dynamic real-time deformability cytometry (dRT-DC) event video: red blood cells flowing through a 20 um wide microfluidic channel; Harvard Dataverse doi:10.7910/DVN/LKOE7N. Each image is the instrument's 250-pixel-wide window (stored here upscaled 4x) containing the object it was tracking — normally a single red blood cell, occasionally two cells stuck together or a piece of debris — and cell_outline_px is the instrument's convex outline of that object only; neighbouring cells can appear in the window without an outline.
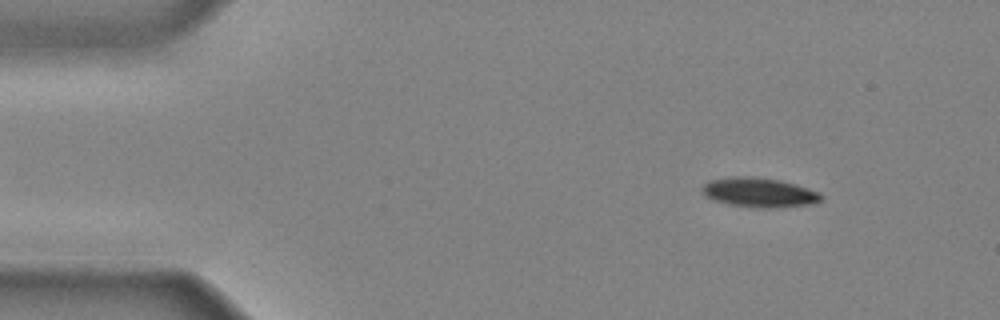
{"species": "common noctule bat (a hibernating species)", "species_latin": "Nyctalus noctula", "temperature_condition": "cold", "stored_images_in_passage": 43, "camera_frame_rate_fps": 3000, "um_per_image_px": 0.085, "animal": {"sex": "male", "body_mass_g": 20.4}, "frame": {"image": 1, "passage_image": 5, "time_ms": 1.333, "image_size_px": [1000, 320], "cell_outline_px": [[824, 196], [816, 204], [772, 208], [760, 208], [728, 204], [712, 200], [704, 196], [700, 188], [708, 180], [728, 176], [752, 176], [780, 180], [796, 184], [820, 192]], "centroid_in_image_um": [64.51, 16.35], "position_along_channel_um": 20.5, "area_um2": 20.92}}
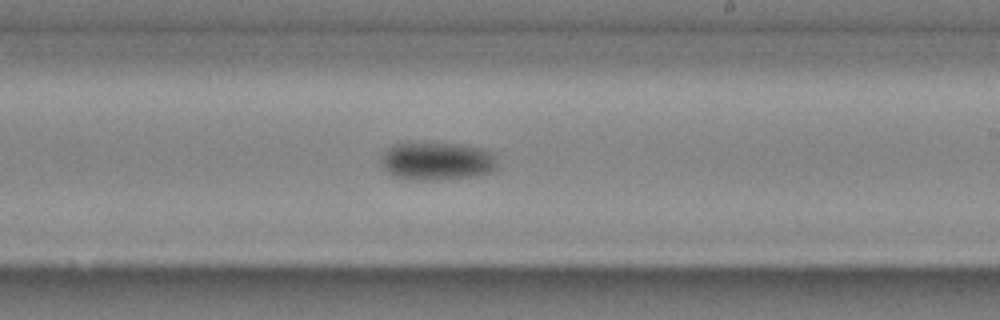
{"frame": {"image": 2, "passage_image": 26, "time_ms": 8.333, "image_size_px": [1000, 320], "cell_outline_px": [[496, 168], [488, 172], [476, 176], [440, 180], [408, 180], [392, 176], [380, 164], [380, 160], [384, 152], [392, 144], [404, 140], [420, 140], [460, 144], [484, 148], [496, 152]], "centroid_in_image_um": [37.1, 13.64], "position_along_channel_um": 251.9, "area_um2": 27.22}}
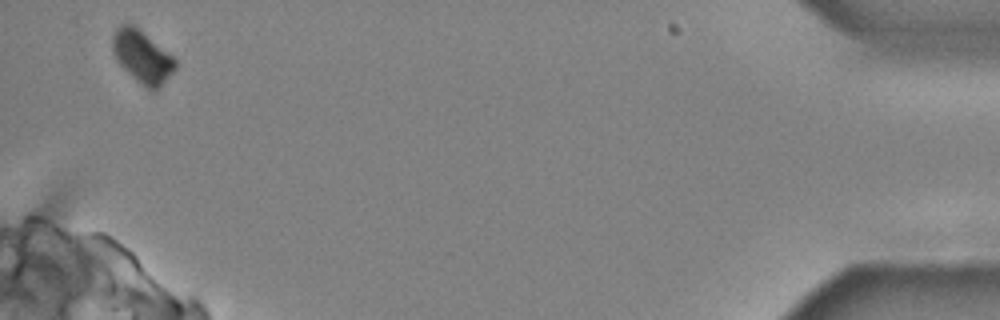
{"frame": {"image": 3, "passage_image": 42, "time_ms": 13.667, "image_size_px": [1000, 320], "cell_outline_px": [[176, 68], [160, 88], [156, 92], [152, 92], [140, 84], [116, 60], [112, 48], [112, 36], [116, 28], [120, 24], [136, 24], [172, 56], [176, 60]], "centroid_in_image_um": [12.09, 4.81], "position_along_channel_um": 423.1, "area_um2": 19.42}}